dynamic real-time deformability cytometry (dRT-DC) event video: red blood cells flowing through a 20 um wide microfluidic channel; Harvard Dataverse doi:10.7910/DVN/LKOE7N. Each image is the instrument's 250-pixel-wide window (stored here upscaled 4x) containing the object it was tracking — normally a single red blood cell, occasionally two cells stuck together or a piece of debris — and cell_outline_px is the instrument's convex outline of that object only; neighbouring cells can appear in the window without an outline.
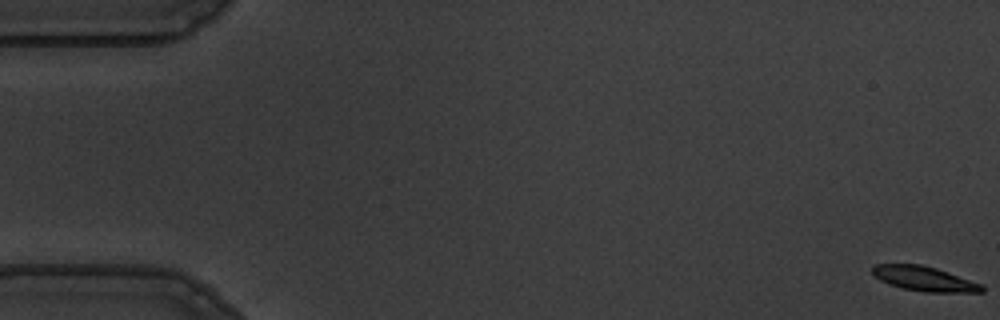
{"species": "common noctule bat (a hibernating species)", "species_latin": "Nyctalus noctula", "temperature_condition": "warm", "stored_images_in_passage": 57, "camera_frame_rate_fps": 3000, "um_per_image_px": 0.085, "animal": {"sex": "male", "body_mass_g": 19.5, "forearm_length_mm": 54.6}, "frame": {"image": 1, "passage_image": 1, "time_ms": 0.0, "image_size_px": [1000, 320], "cell_outline_px": [[984, 292], [924, 292], [904, 288], [880, 280], [872, 272], [872, 264], [920, 264], [936, 268], [984, 284]], "centroid_in_image_um": [78.61, 23.68], "position_along_channel_um": 6.4, "area_um2": 15.66}}
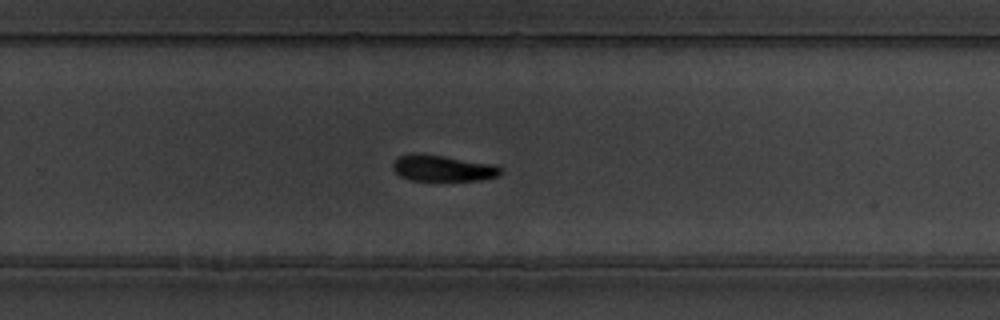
{"frame": {"image": 2, "passage_image": 37, "time_ms": 12.0, "image_size_px": [1000, 320], "cell_outline_px": [[500, 176], [480, 180], [412, 180], [400, 176], [392, 168], [392, 164], [400, 156], [412, 152], [416, 152], [444, 156], [496, 164], [500, 168]], "centroid_in_image_um": [37.63, 14.28], "position_along_channel_um": 292.2, "area_um2": 16.47}}
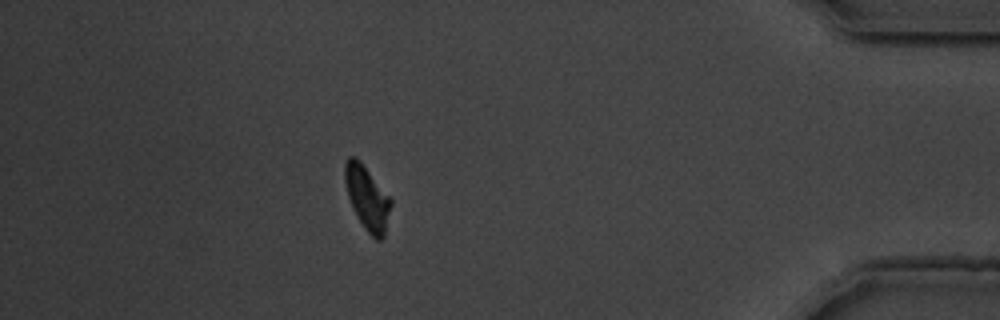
{"frame": {"image": 3, "passage_image": 50, "time_ms": 16.333, "image_size_px": [1000, 320], "cell_outline_px": [[392, 204], [384, 236], [380, 240], [376, 240], [364, 228], [352, 208], [348, 196], [344, 180], [344, 160], [348, 156], [356, 156], [360, 160], [392, 200]], "centroid_in_image_um": [31.19, 16.79], "position_along_channel_um": 404.0, "area_um2": 17.22}, "authors_computed_cell_mechanics": {"area_um2": 17.051, "velocity_mm_per_s": 3.6334, "shape_relaxation_time_tau1_ms": 2.1533, "shape_relaxation_time_tau2_ms": null, "deformation_change_tau1": 0.1444, "deformation_change_tau2": null}}